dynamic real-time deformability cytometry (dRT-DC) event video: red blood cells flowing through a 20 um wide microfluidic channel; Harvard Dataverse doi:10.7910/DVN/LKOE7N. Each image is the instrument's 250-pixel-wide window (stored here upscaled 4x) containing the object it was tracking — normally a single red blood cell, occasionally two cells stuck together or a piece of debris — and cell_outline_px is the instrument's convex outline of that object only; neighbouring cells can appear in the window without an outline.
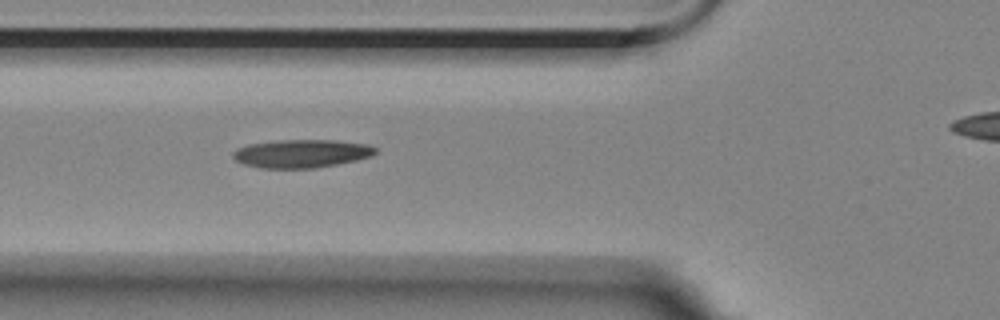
{"species": "Egyptian fruit bat (a non-hibernating species)", "species_latin": "Rousettus aegyptiacus", "temperature_condition": "room temperature", "stored_images_in_passage": 6, "segment_of_instrument_passage": [1, 2], "camera_frame_rate_fps": 3000, "um_per_image_px": 0.085, "animal": {"sex": "female"}, "frame": {"image": 1, "passage_image": 5, "time_ms": 4.333, "image_size_px": [1000, 320], "cell_outline_px": [[376, 152], [372, 156], [356, 160], [316, 168], [260, 168], [244, 164], [236, 160], [232, 156], [232, 152], [248, 144], [280, 140], [336, 140], [368, 144], [376, 148]], "centroid_in_image_um": [25.64, 13.05], "position_along_channel_um": 100.2, "area_um2": 23.35}}